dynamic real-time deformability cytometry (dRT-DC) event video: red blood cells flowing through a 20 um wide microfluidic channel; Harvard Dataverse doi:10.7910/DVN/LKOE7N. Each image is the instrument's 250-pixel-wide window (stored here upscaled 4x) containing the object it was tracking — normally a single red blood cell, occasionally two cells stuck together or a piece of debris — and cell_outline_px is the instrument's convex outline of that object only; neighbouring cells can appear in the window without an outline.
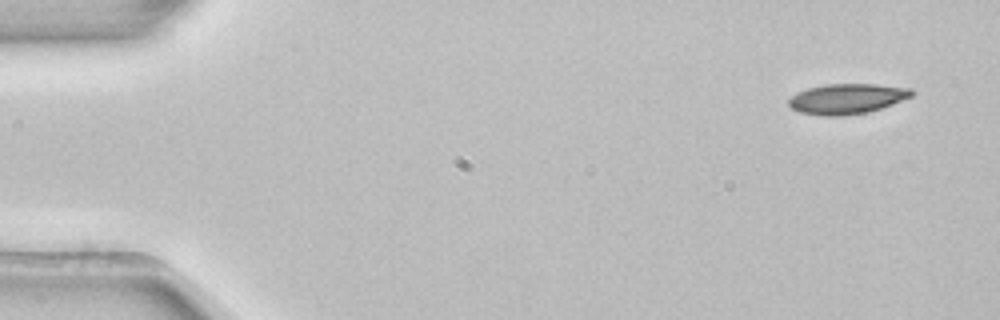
{"species": "common noctule bat (a hibernating species)", "species_latin": "Nyctalus noctula", "temperature_condition": "room temperature", "stored_images_in_passage": 4, "camera_frame_rate_fps": 3000, "um_per_image_px": 0.085, "animal": {"sex": "female", "body_mass_g": 22.7, "forearm_length_mm": 54.2}, "frame": {"image": 1, "passage_image": 1, "time_ms": 0.0, "image_size_px": [1000, 320], "cell_outline_px": [[916, 92], [912, 96], [892, 104], [868, 112], [844, 116], [820, 116], [800, 112], [792, 108], [788, 104], [788, 100], [792, 96], [808, 88], [824, 84], [876, 84], [912, 88]], "centroid_in_image_um": [72.02, 8.4], "position_along_channel_um": 13.0, "area_um2": 21.73}}
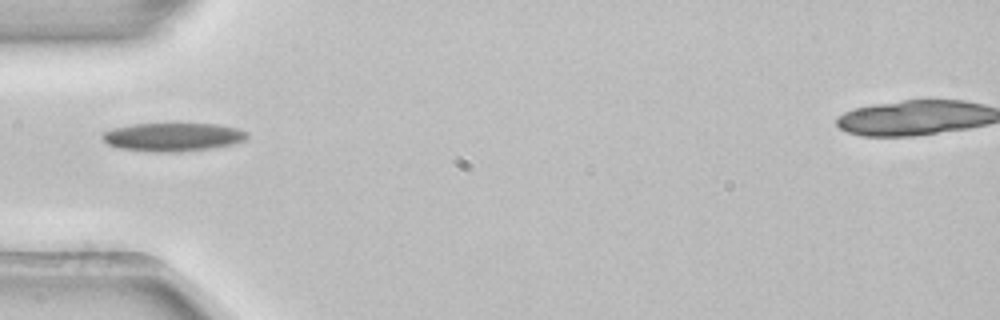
{"frame": {"image": 2, "passage_image": 4, "time_ms": 1.0, "image_size_px": [1000, 320], "cell_outline_px": [[248, 136], [244, 140], [232, 144], [212, 148], [180, 152], [152, 152], [116, 148], [108, 144], [100, 136], [104, 132], [112, 128], [132, 124], [216, 124], [236, 128], [248, 132]], "centroid_in_image_um": [14.66, 11.65], "position_along_channel_um": 70.3, "area_um2": 24.04}}